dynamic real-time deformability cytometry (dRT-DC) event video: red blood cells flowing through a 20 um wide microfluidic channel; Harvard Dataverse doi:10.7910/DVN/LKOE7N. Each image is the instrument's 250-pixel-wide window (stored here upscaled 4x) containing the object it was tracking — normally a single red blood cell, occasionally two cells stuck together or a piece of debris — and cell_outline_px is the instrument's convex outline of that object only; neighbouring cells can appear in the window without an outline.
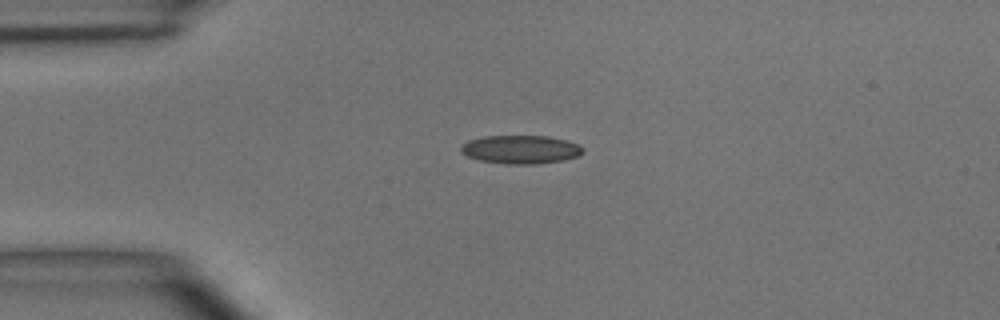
{"species": "common noctule bat (a hibernating species)", "species_latin": "Nyctalus noctula", "temperature_condition": "room temperature", "stored_images_in_passage": 3, "camera_frame_rate_fps": 3000, "um_per_image_px": 0.085, "animal": {"sex": "male", "body_mass_g": 15.6}, "frame": {"image": 1, "passage_image": 2, "time_ms": 2.333, "image_size_px": [1000, 320], "cell_outline_px": [[584, 152], [580, 156], [564, 160], [536, 164], [508, 164], [480, 160], [468, 156], [460, 152], [460, 148], [468, 140], [484, 136], [548, 136], [580, 144]], "centroid_in_image_um": [44.29, 12.71], "position_along_channel_um": 40.7, "area_um2": 20.23}}